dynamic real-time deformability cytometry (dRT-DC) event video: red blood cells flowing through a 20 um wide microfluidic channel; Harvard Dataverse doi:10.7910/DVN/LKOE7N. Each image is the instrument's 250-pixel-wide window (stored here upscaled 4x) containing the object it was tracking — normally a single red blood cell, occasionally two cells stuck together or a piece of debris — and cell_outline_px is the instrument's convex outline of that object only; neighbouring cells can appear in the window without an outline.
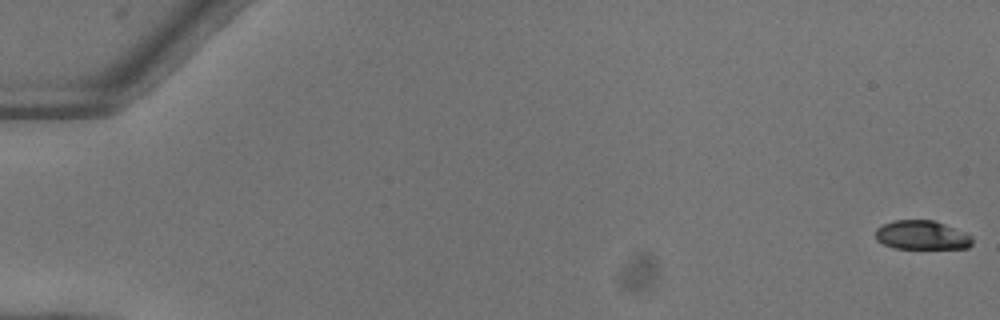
{"species": "common noctule bat (a hibernating species)", "species_latin": "Nyctalus noctula", "temperature_condition": "warm", "stored_images_in_passage": 52, "camera_frame_rate_fps": 3000, "um_per_image_px": 0.085, "animal": {"sex": "female"}, "frame": {"image": 1, "passage_image": 1, "time_ms": 0.0, "image_size_px": [1000, 320], "cell_outline_px": [[972, 244], [968, 248], [892, 248], [876, 240], [876, 228], [892, 220], [932, 220], [968, 232], [972, 236]], "centroid_in_image_um": [78.38, 19.98], "position_along_channel_um": 6.6, "area_um2": 16.47}}
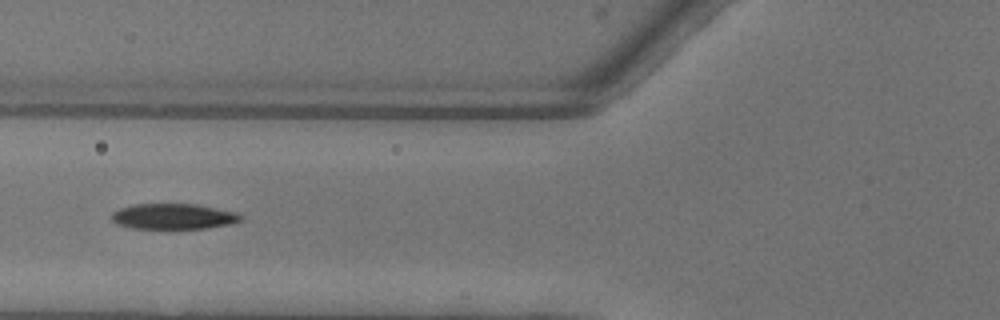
{"frame": {"image": 2, "passage_image": 22, "time_ms": 7.0, "image_size_px": [1000, 320], "cell_outline_px": [[240, 220], [228, 224], [208, 228], [132, 228], [116, 224], [112, 220], [112, 212], [120, 208], [132, 204], [196, 204], [236, 212], [240, 216]], "centroid_in_image_um": [14.68, 18.39], "position_along_channel_um": 111.1, "area_um2": 19.02}}
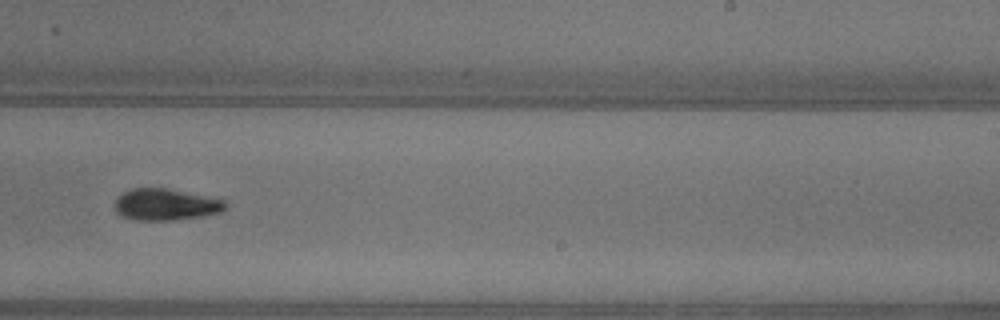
{"frame": {"image": 3, "passage_image": 34, "time_ms": 11.0, "image_size_px": [1000, 320], "cell_outline_px": [[224, 208], [220, 212], [200, 216], [172, 220], [136, 220], [124, 216], [116, 212], [116, 196], [132, 188], [168, 188], [224, 200]], "centroid_in_image_um": [14.04, 17.37], "position_along_channel_um": 275.0, "area_um2": 20.0}, "authors_computed_cell_mechanics": {"area_um2": 18.8717, "velocity_mm_per_s": 4.0996, "shape_relaxation_time_tau1_ms": 3.7181, "shape_relaxation_time_tau2_ms": 10.6803, "deformation_change_tau1": 0.1455, "deformation_change_tau2": 0.1765}}